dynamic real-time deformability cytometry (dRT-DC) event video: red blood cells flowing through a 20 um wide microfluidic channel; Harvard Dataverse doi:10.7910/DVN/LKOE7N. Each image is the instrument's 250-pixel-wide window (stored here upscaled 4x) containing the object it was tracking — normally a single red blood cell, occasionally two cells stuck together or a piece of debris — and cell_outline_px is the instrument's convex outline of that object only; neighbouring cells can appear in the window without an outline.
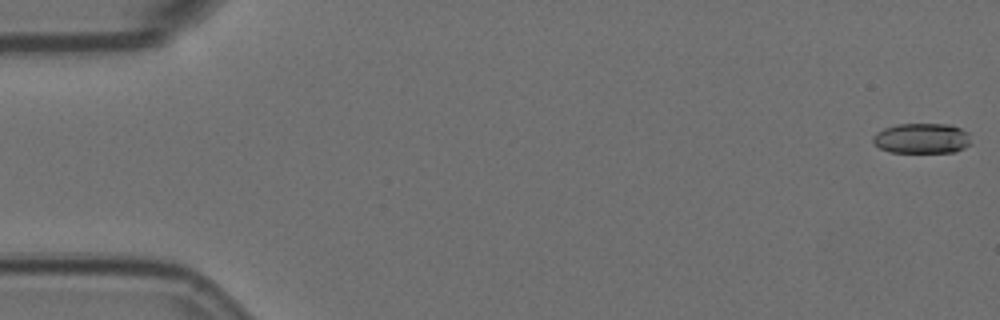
{"species": "Egyptian fruit bat (a non-hibernating species)", "species_latin": "Rousettus aegyptiacus", "temperature_condition": "room temperature", "stored_images_in_passage": 57, "camera_frame_rate_fps": 3000, "um_per_image_px": 0.085, "animal": {"sex": "female"}, "frame": {"image": 1, "passage_image": 1, "time_ms": 0.0, "image_size_px": [1000, 320], "cell_outline_px": [[972, 144], [956, 152], [888, 152], [880, 148], [872, 140], [872, 136], [876, 132], [884, 128], [896, 124], [952, 124], [968, 132]], "centroid_in_image_um": [78.38, 11.76], "position_along_channel_um": 6.6, "area_um2": 17.51}}
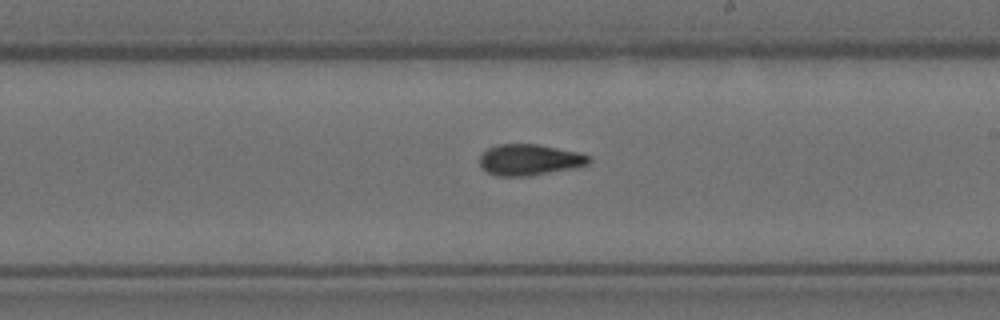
{"frame": {"image": 2, "passage_image": 33, "time_ms": 10.667, "image_size_px": [1000, 320], "cell_outline_px": [[592, 160], [588, 164], [572, 168], [528, 176], [496, 176], [480, 168], [480, 152], [496, 144], [536, 144], [580, 152], [588, 156]], "centroid_in_image_um": [44.96, 13.57], "position_along_channel_um": 244.0, "area_um2": 19.88}}
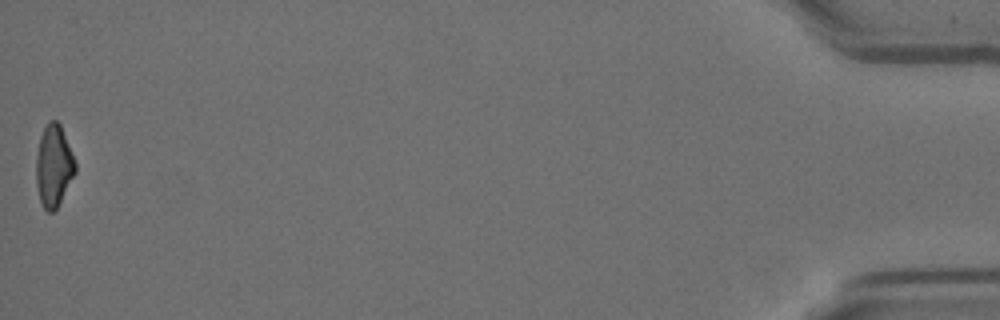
{"frame": {"image": 3, "passage_image": 57, "time_ms": 18.667, "image_size_px": [1000, 320], "cell_outline_px": [[76, 172], [56, 208], [52, 212], [48, 212], [44, 208], [40, 200], [36, 184], [36, 156], [40, 136], [48, 120], [56, 120], [60, 124], [76, 164]], "centroid_in_image_um": [4.55, 14.08], "position_along_channel_um": 430.7, "area_um2": 18.44}, "authors_computed_cell_mechanics": {"area_um2": 19.2474, "velocity_mm_per_s": 3.5919, "shape_relaxation_time_tau1_ms": 8.9631, "shape_relaxation_time_tau2_ms": 3.8392, "deformation_change_tau1": 0.2054, "deformation_change_tau2": 0.105}}